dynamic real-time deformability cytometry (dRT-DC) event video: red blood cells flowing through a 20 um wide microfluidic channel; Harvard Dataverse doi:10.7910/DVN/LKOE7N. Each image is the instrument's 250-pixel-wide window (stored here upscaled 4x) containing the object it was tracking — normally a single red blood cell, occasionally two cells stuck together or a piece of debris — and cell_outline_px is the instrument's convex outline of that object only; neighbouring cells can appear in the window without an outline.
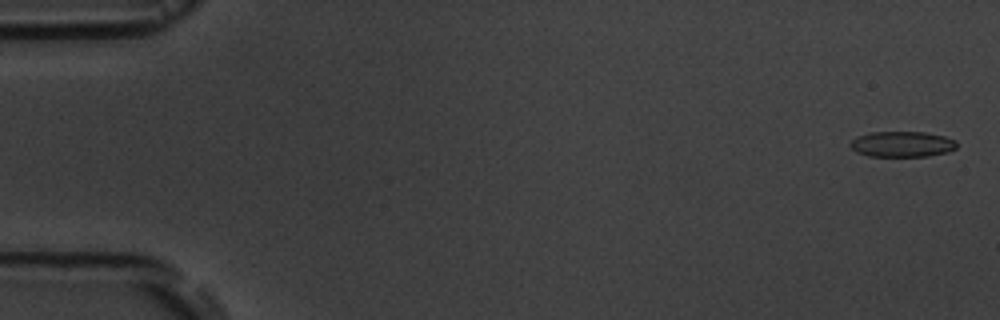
{"species": "common noctule bat (a hibernating species)", "species_latin": "Nyctalus noctula", "temperature_condition": "room temperature", "stored_images_in_passage": 7, "camera_frame_rate_fps": 3000, "um_per_image_px": 0.085, "animal": {"sex": "male", "body_mass_g": 19.5, "forearm_length_mm": 54.6}, "frame": {"image": 1, "passage_image": 1, "time_ms": 0.0, "image_size_px": [1000, 320], "cell_outline_px": [[956, 148], [948, 152], [928, 156], [868, 156], [856, 152], [848, 144], [856, 136], [868, 132], [924, 132], [944, 136], [956, 140]], "centroid_in_image_um": [76.65, 12.25], "position_along_channel_um": 8.3, "area_um2": 16.01}}
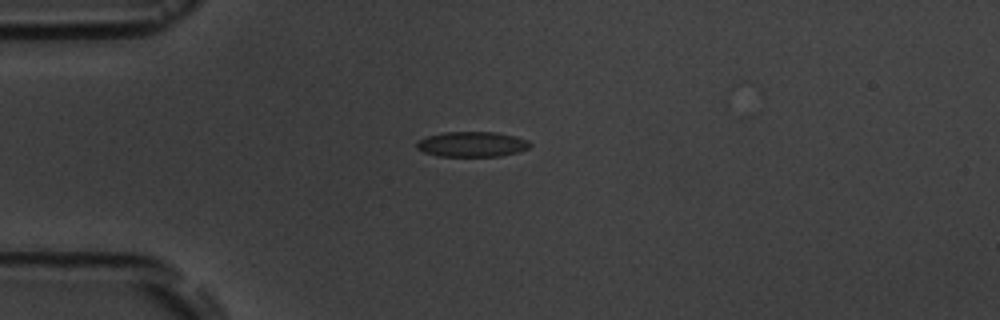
{"frame": {"image": 2, "passage_image": 5, "time_ms": 4.333, "image_size_px": [1000, 320], "cell_outline_px": [[532, 144], [528, 148], [520, 152], [500, 156], [440, 156], [424, 152], [416, 148], [416, 144], [420, 140], [428, 136], [444, 132], [496, 132], [516, 136], [528, 140]], "centroid_in_image_um": [40.16, 12.26], "position_along_channel_um": 44.8, "area_um2": 16.65}}
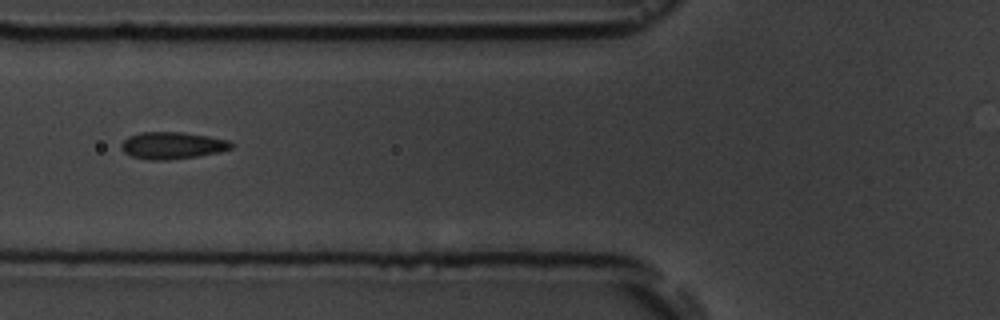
{"frame": {"image": 3, "passage_image": 7, "time_ms": 6.667, "image_size_px": [1000, 320], "cell_outline_px": [[232, 148], [220, 152], [196, 156], [168, 160], [148, 160], [132, 156], [124, 152], [120, 148], [120, 144], [128, 136], [140, 132], [184, 132], [232, 140]], "centroid_in_image_um": [14.64, 12.36], "position_along_channel_um": 111.2, "area_um2": 17.46}}